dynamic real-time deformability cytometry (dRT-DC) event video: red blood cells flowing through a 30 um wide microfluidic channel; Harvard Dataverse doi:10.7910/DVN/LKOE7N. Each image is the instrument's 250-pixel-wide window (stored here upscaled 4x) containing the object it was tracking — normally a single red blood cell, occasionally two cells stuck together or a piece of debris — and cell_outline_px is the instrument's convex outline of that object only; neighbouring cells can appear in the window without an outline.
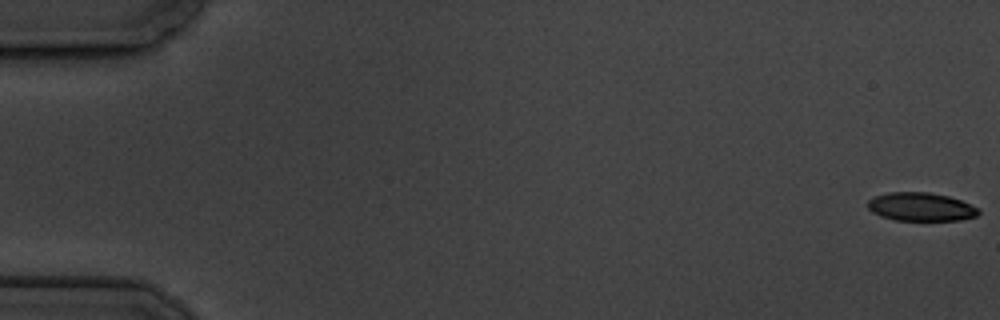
{"species": "common noctule bat (a hibernating species)", "species_latin": "Nyctalus noctula", "temperature_condition": "cold", "stored_images_in_passage": 6, "camera_frame_rate_fps": 3000, "um_per_image_px": 0.085, "animal": {"sex": "male", "body_mass_g": 19.5, "forearm_length_mm": 54.6}, "frame": {"image": 1, "passage_image": 1, "time_ms": 0.0, "image_size_px": [1000, 320], "cell_outline_px": [[980, 212], [976, 216], [960, 220], [896, 220], [880, 216], [872, 212], [868, 208], [868, 200], [876, 196], [888, 192], [928, 192], [948, 196], [960, 200], [980, 208]], "centroid_in_image_um": [78.28, 17.58], "position_along_channel_um": 6.7, "area_um2": 18.32}}
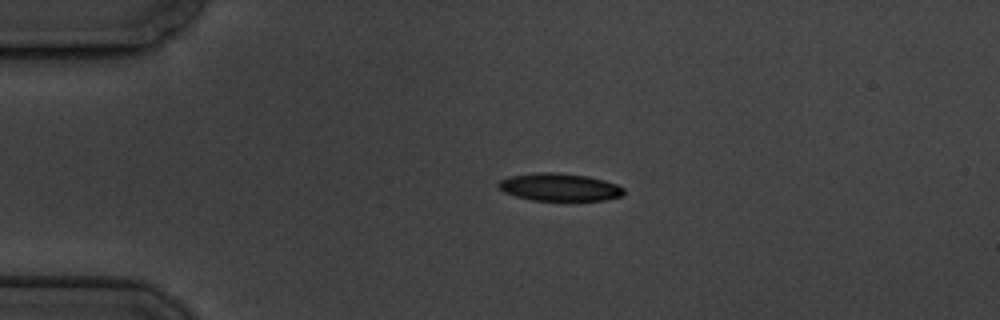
{"frame": {"image": 2, "passage_image": 5, "time_ms": 4.333, "image_size_px": [1000, 320], "cell_outline_px": [[624, 192], [620, 196], [604, 200], [532, 200], [516, 196], [504, 192], [496, 184], [500, 180], [508, 176], [540, 172], [560, 172], [588, 176], [604, 180], [616, 184], [624, 188]], "centroid_in_image_um": [47.54, 15.89], "position_along_channel_um": 37.5, "area_um2": 20.17}}